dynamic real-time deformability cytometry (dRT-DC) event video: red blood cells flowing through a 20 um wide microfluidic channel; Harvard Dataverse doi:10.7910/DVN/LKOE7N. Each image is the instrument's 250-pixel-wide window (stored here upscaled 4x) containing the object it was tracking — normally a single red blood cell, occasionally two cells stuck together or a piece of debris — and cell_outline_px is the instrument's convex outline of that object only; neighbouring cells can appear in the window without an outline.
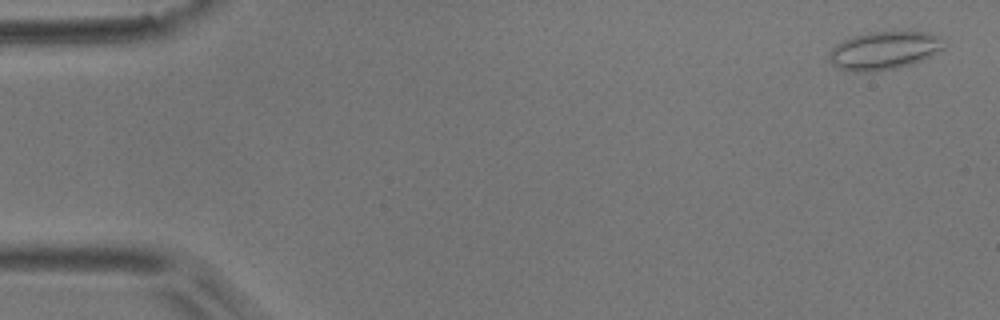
{"species": "common noctule bat (a hibernating species)", "species_latin": "Nyctalus noctula", "temperature_condition": "room temperature", "stored_images_in_passage": 4, "camera_frame_rate_fps": 3000, "um_per_image_px": 0.085, "animal": {"sex": "male", "body_mass_g": 17.9}, "frame": {"image": 1, "passage_image": 1, "time_ms": 0.0, "image_size_px": [1000, 320], "cell_outline_px": [[944, 48], [932, 56], [912, 64], [896, 68], [872, 72], [852, 72], [840, 68], [832, 64], [828, 56], [832, 48], [836, 44], [852, 36], [868, 32], [928, 32], [940, 36]], "centroid_in_image_um": [75.15, 4.3], "position_along_channel_um": 9.9, "area_um2": 25.55}}